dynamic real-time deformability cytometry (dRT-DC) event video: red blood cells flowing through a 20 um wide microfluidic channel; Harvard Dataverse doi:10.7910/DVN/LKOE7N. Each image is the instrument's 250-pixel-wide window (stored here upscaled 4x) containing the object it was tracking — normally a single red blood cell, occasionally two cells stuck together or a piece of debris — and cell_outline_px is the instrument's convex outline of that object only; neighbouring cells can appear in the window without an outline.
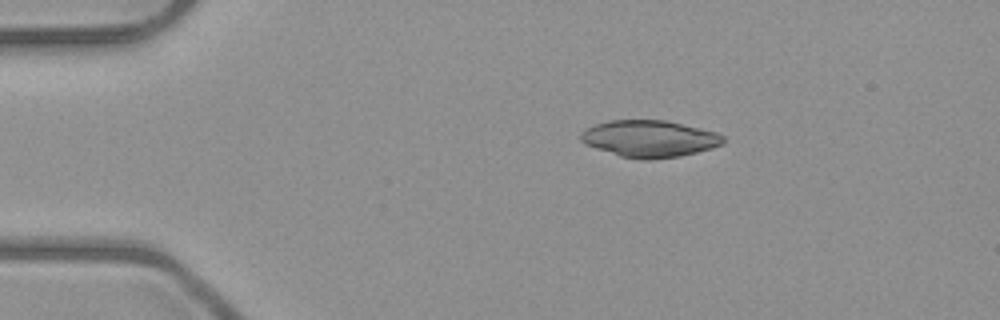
{"species": "common noctule bat (a hibernating species)", "species_latin": "Nyctalus noctula", "temperature_condition": "room temperature", "stored_images_in_passage": 3, "camera_frame_rate_fps": 3000, "um_per_image_px": 0.085, "animal": {"sex": "male", "body_mass_g": 23.1, "forearm_length_mm": 52.7}, "frame": {"image": 1, "passage_image": 1, "time_ms": 0.0, "image_size_px": [1000, 320], "cell_outline_px": [[724, 144], [712, 148], [680, 156], [648, 160], [640, 160], [620, 156], [596, 148], [580, 140], [580, 136], [588, 128], [596, 124], [608, 120], [664, 120], [700, 128], [716, 132], [724, 136]], "centroid_in_image_um": [55.24, 11.79], "position_along_channel_um": 29.8, "area_um2": 30.35}}